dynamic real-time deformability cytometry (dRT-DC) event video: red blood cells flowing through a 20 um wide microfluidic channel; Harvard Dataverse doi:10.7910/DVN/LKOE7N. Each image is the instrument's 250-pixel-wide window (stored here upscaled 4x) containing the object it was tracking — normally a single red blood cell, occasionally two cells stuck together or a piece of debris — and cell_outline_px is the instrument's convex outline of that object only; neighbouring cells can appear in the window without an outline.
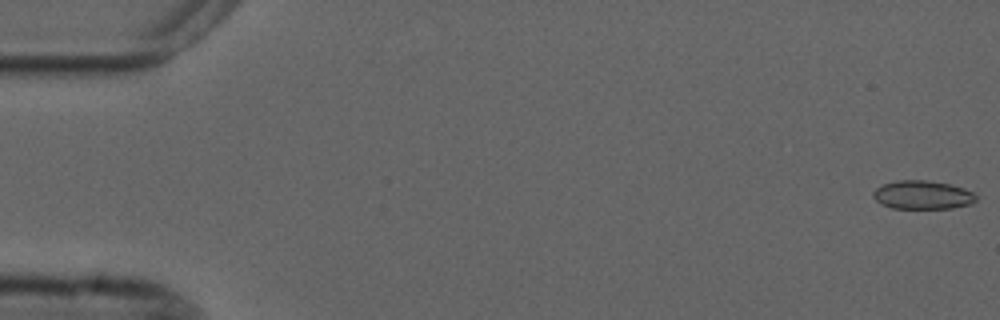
{"species": "common noctule bat (a hibernating species)", "species_latin": "Nyctalus noctula", "temperature_condition": "cold", "stored_images_in_passage": 4, "camera_frame_rate_fps": 3000, "um_per_image_px": 0.085, "animal": {"sex": "male", "forearm_length_mm": 52.5}, "frame": {"image": 1, "passage_image": 1, "time_ms": 0.0, "image_size_px": [1000, 320], "cell_outline_px": [[976, 200], [972, 204], [952, 208], [892, 208], [880, 204], [872, 196], [872, 192], [876, 188], [884, 184], [896, 180], [928, 180], [948, 184], [964, 188], [972, 192], [976, 196]], "centroid_in_image_um": [78.4, 16.57], "position_along_channel_um": 6.6, "area_um2": 17.17}}